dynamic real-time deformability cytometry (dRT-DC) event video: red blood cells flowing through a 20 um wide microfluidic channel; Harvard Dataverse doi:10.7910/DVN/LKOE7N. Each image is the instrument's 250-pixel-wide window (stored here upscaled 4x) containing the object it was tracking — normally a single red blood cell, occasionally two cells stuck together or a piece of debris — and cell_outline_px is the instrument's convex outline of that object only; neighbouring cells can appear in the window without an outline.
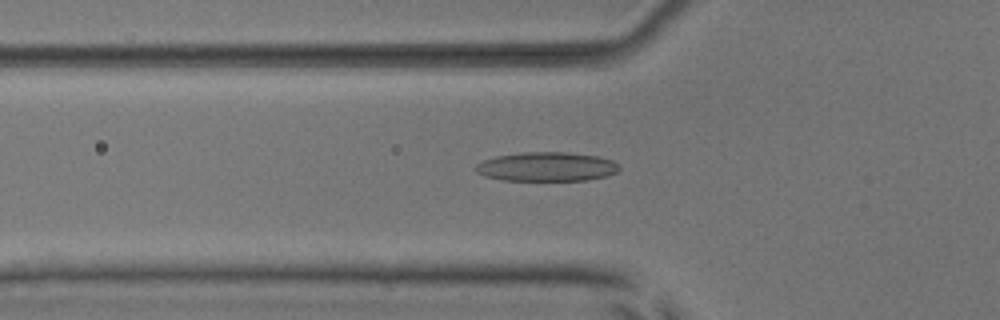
{"species": "common noctule bat (a hibernating species)", "species_latin": "Nyctalus noctula", "temperature_condition": "room temperature", "stored_images_in_passage": 37, "camera_frame_rate_fps": 3000, "um_per_image_px": 0.085, "animal": {"sex": "male", "body_mass_g": 17.9, "forearm_length_mm": 54.2}, "frame": {"image": 1, "passage_image": 3, "time_ms": 0.667, "image_size_px": [1000, 320], "cell_outline_px": [[620, 168], [616, 172], [604, 176], [588, 180], [504, 180], [484, 176], [476, 172], [476, 164], [484, 160], [496, 156], [520, 152], [564, 152], [596, 156], [612, 160]], "centroid_in_image_um": [46.43, 14.16], "position_along_channel_um": 79.4, "area_um2": 24.16}}
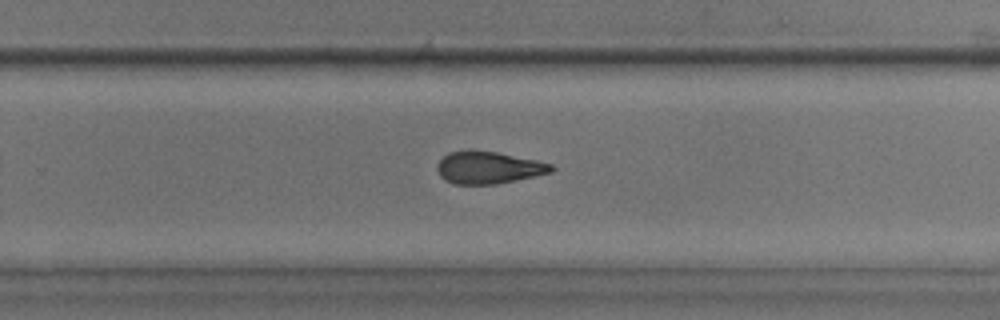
{"frame": {"image": 2, "passage_image": 19, "time_ms": 6.0, "image_size_px": [1000, 320], "cell_outline_px": [[556, 168], [552, 172], [496, 184], [452, 184], [444, 180], [440, 176], [436, 168], [436, 164], [448, 152], [468, 148], [472, 148], [496, 152], [536, 160], [552, 164]], "centroid_in_image_um": [41.46, 14.22], "position_along_channel_um": 288.3, "area_um2": 21.79}}
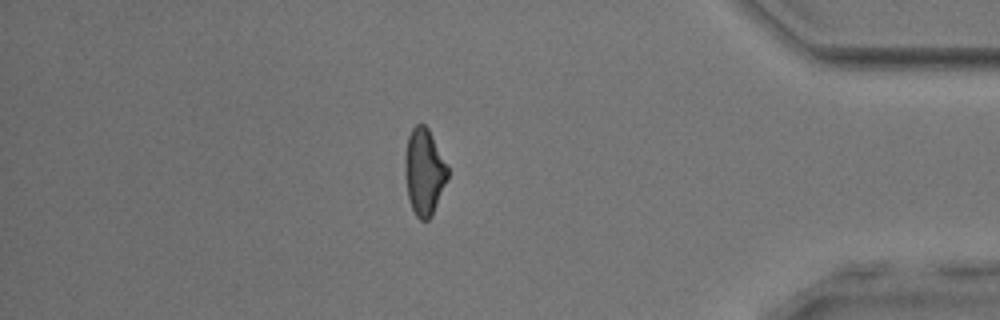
{"frame": {"image": 3, "passage_image": 30, "time_ms": 9.667, "image_size_px": [1000, 320], "cell_outline_px": [[448, 176], [432, 216], [428, 220], [420, 220], [416, 216], [412, 208], [408, 196], [404, 172], [404, 156], [408, 136], [412, 128], [416, 124], [424, 124], [428, 128], [448, 168]], "centroid_in_image_um": [36.03, 14.6], "position_along_channel_um": 399.2, "area_um2": 21.39}}